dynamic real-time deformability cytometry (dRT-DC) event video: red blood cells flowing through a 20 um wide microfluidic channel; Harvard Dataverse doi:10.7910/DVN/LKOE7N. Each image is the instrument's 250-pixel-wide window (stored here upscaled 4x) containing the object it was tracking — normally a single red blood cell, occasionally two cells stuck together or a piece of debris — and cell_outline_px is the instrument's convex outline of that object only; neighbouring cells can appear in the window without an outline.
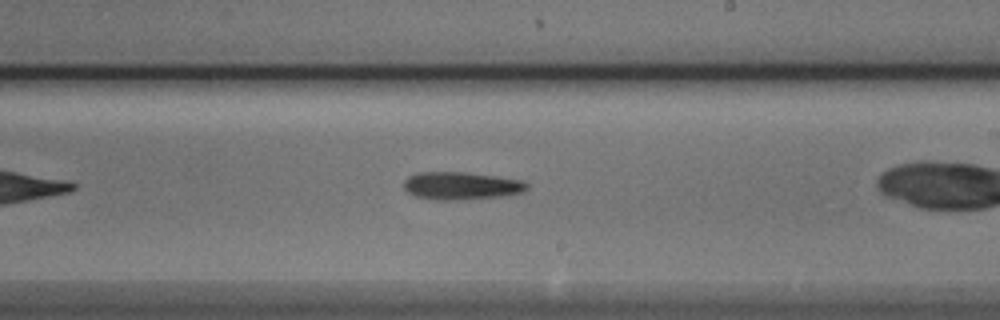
{"species": "Egyptian fruit bat (a non-hibernating species)", "species_latin": "Rousettus aegyptiacus", "temperature_condition": "cold", "stored_images_in_passage": 30, "camera_frame_rate_fps": 3000, "um_per_image_px": 0.085, "animal": {"sex": "male"}, "frame": {"image": 1, "passage_image": 18, "time_ms": 5.667, "image_size_px": [1000, 320], "cell_outline_px": [[528, 188], [524, 192], [500, 196], [464, 200], [436, 200], [416, 196], [408, 192], [404, 188], [404, 180], [408, 176], [416, 172], [464, 172], [496, 176], [520, 180], [528, 184]], "centroid_in_image_um": [39.18, 15.79], "position_along_channel_um": 249.8, "area_um2": 19.94}}